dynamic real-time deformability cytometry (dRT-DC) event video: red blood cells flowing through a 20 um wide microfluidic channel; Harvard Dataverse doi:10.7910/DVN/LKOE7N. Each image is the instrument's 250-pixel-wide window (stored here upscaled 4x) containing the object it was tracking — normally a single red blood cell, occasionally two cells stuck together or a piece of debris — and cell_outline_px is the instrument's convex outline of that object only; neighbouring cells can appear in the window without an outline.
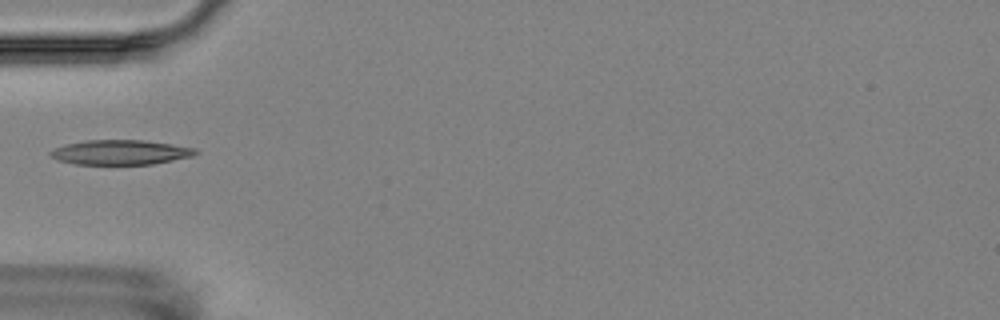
{"species": "Egyptian fruit bat (a non-hibernating species)", "species_latin": "Rousettus aegyptiacus", "temperature_condition": "room temperature", "stored_images_in_passage": 1, "camera_frame_rate_fps": 3000, "um_per_image_px": 0.085, "animal": {"sex": "female"}, "frame": {"image": 1, "passage_image": 1, "time_ms": 0.0, "image_size_px": [1000, 320], "cell_outline_px": [[200, 152], [192, 156], [152, 164], [76, 164], [56, 160], [48, 156], [48, 152], [64, 144], [84, 140], [144, 140], [172, 144], [196, 148]], "centroid_in_image_um": [10.2, 12.94], "position_along_channel_um": 74.8, "area_um2": 21.04}}